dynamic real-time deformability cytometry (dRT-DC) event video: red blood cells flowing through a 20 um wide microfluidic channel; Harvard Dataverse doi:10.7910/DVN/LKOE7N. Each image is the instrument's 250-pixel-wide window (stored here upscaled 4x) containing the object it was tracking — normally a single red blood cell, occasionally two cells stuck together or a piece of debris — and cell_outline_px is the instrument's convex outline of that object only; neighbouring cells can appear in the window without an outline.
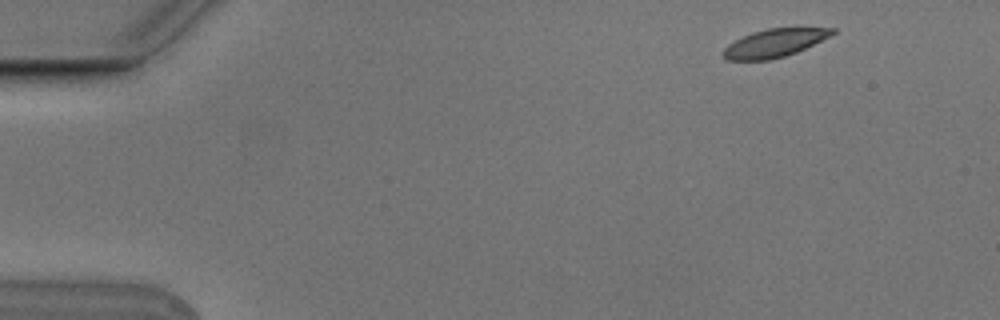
{"species": "Egyptian fruit bat (a non-hibernating species)", "species_latin": "Rousettus aegyptiacus", "temperature_condition": "cold", "stored_images_in_passage": 5, "camera_frame_rate_fps": 3000, "um_per_image_px": 0.085, "animal": {"sex": "male"}, "frame": {"image": 1, "passage_image": 1, "time_ms": 0.0, "image_size_px": [1000, 320], "cell_outline_px": [[836, 32], [796, 52], [784, 56], [768, 60], [728, 60], [720, 52], [728, 44], [752, 32], [768, 28], [796, 24], [836, 28]], "centroid_in_image_um": [65.89, 3.59], "position_along_channel_um": 19.1, "area_um2": 18.5}}
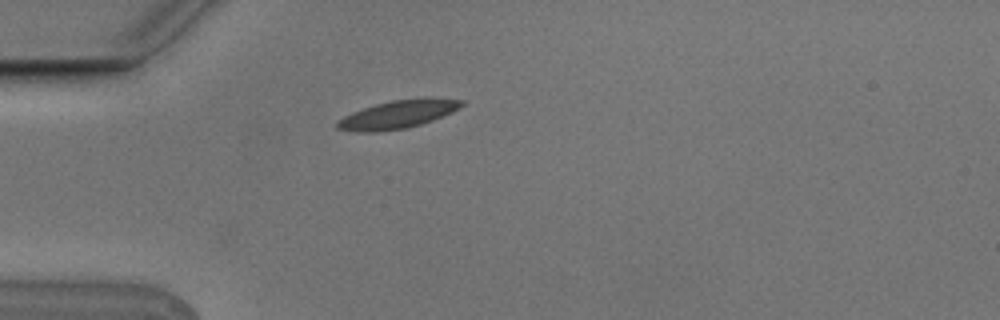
{"frame": {"image": 2, "passage_image": 4, "time_ms": 1.0, "image_size_px": [1000, 320], "cell_outline_px": [[464, 104], [460, 108], [452, 112], [432, 120], [408, 128], [376, 132], [356, 132], [336, 128], [336, 124], [344, 116], [352, 112], [376, 104], [392, 100], [428, 96], [464, 100]], "centroid_in_image_um": [33.87, 9.7], "position_along_channel_um": 51.1, "area_um2": 20.58}}